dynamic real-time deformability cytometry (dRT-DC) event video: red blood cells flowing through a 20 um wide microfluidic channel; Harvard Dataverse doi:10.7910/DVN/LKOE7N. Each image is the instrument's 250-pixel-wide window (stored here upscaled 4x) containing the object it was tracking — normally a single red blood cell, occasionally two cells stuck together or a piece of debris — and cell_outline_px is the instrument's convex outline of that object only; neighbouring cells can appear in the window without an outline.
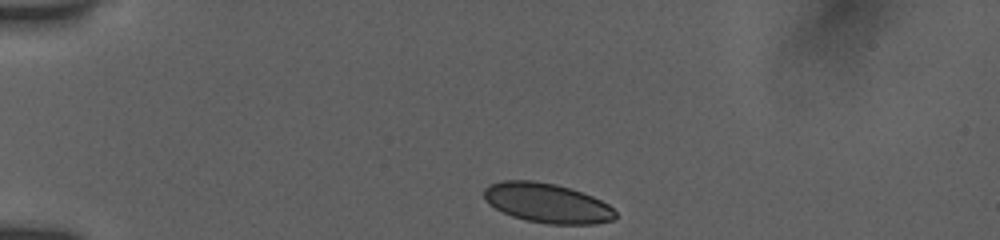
{"species": "human", "species_latin": "Homo sapiens", "temperature_condition": "room temperature", "stored_images_in_passage": 42, "camera_frame_rate_fps": 3000, "um_per_image_px": 0.085, "donor": {"sex": "female"}, "frame": {"image": 1, "passage_image": 1, "time_ms": 0.0, "image_size_px": [1000, 240], "cell_outline_px": [[616, 216], [612, 220], [596, 224], [548, 224], [524, 220], [512, 216], [488, 204], [484, 196], [484, 188], [488, 184], [500, 180], [532, 180], [556, 184], [592, 196], [608, 204], [616, 212]], "centroid_in_image_um": [46.47, 17.25], "position_along_channel_um": 38.5, "area_um2": 30.35}}
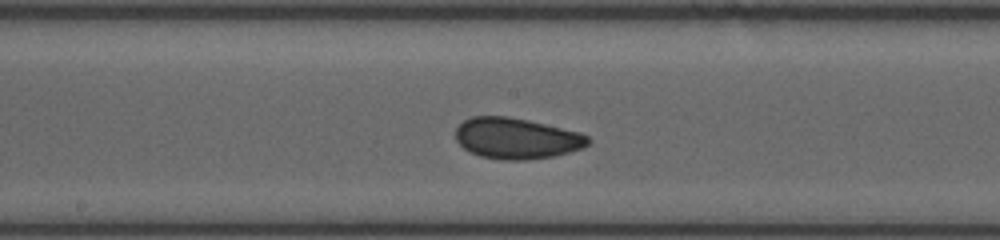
{"frame": {"image": 2, "passage_image": 18, "time_ms": 5.667, "image_size_px": [1000, 240], "cell_outline_px": [[592, 140], [584, 148], [552, 156], [528, 160], [500, 160], [480, 156], [468, 152], [456, 140], [456, 128], [464, 120], [472, 116], [508, 116], [528, 120], [580, 132], [588, 136]], "centroid_in_image_um": [43.9, 11.76], "position_along_channel_um": 204.3, "area_um2": 31.79}}
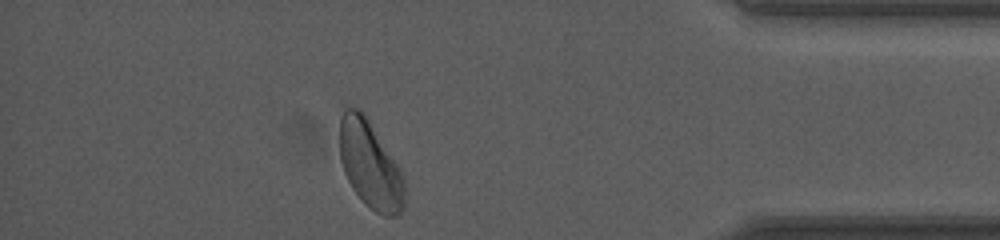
{"frame": {"image": 3, "passage_image": 36, "time_ms": 11.667, "image_size_px": [1000, 240], "cell_outline_px": [[404, 208], [396, 216], [384, 216], [376, 212], [364, 204], [352, 188], [344, 172], [340, 160], [340, 116], [344, 108], [360, 108], [364, 112], [400, 172], [404, 180]], "centroid_in_image_um": [31.42, 14.01], "position_along_channel_um": 403.8, "area_um2": 32.66}, "authors_computed_cell_mechanics": {"area_um2": 31.79, "velocity_mm_per_s": 3.8662, "shape_relaxation_time_tau1_ms": 3.3599, "shape_relaxation_time_tau2_ms": 2.1198, "deformation_change_tau1": 0.0792, "deformation_change_tau2": 0.0581}}